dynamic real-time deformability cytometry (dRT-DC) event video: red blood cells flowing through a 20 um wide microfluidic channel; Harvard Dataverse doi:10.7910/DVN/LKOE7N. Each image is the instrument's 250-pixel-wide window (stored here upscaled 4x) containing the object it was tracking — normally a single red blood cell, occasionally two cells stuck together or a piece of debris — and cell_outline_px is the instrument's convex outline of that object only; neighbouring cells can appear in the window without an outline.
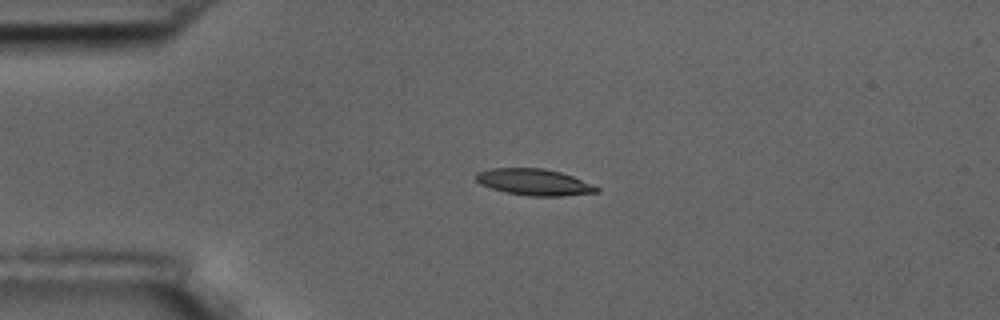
{"species": "common noctule bat (a hibernating species)", "species_latin": "Nyctalus noctula", "temperature_condition": "room temperature", "stored_images_in_passage": 5, "camera_frame_rate_fps": 3000, "um_per_image_px": 0.085, "animal": {"sex": "male", "body_mass_g": 17.5, "forearm_length_mm": 52.3}, "frame": {"image": 1, "passage_image": 4, "time_ms": 4.333, "image_size_px": [1000, 320], "cell_outline_px": [[600, 192], [564, 196], [528, 196], [504, 192], [480, 184], [476, 180], [476, 172], [492, 168], [544, 168], [560, 172], [572, 176], [592, 184], [600, 188]], "centroid_in_image_um": [45.41, 15.48], "position_along_channel_um": 39.6, "area_um2": 18.67}}